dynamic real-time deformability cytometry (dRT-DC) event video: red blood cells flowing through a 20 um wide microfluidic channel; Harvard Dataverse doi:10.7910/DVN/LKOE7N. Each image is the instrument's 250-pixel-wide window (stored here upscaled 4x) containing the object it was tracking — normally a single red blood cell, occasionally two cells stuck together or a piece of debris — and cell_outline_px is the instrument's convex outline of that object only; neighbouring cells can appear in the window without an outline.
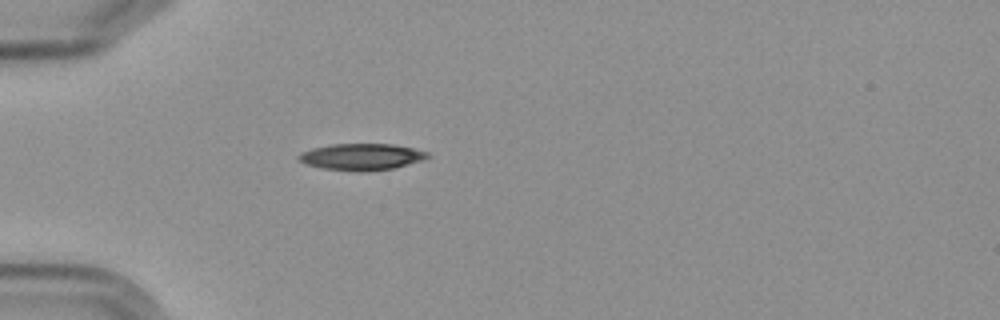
{"species": "Egyptian fruit bat (a non-hibernating species)", "species_latin": "Rousettus aegyptiacus", "temperature_condition": "cold", "stored_images_in_passage": 2, "camera_frame_rate_fps": 3000, "um_per_image_px": 0.085, "frame": {"image": 1, "passage_image": 1, "time_ms": 0.0, "image_size_px": [1000, 320], "cell_outline_px": [[432, 156], [424, 160], [392, 168], [360, 172], [324, 168], [308, 164], [300, 160], [296, 156], [300, 152], [312, 148], [332, 144], [392, 144], [412, 148], [428, 152]], "centroid_in_image_um": [30.75, 13.32], "position_along_channel_um": 54.2, "area_um2": 19.83}}